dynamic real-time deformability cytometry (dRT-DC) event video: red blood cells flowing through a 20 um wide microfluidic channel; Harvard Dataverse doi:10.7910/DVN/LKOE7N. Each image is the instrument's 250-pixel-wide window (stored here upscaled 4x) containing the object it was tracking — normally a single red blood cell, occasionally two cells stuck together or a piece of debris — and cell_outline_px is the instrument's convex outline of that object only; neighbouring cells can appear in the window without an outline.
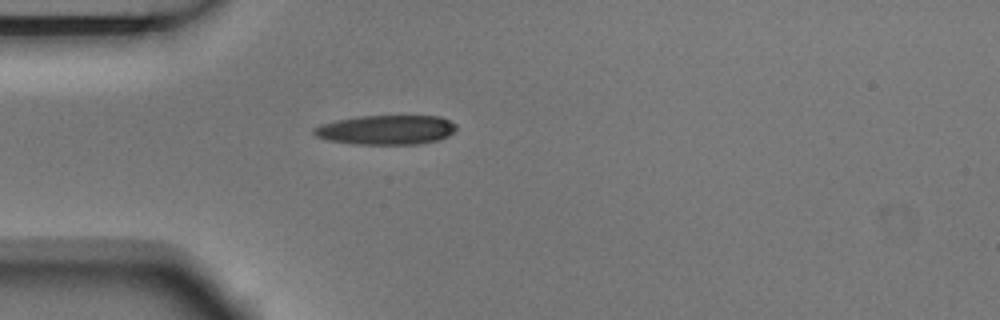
{"species": "Egyptian fruit bat (a non-hibernating species)", "species_latin": "Rousettus aegyptiacus", "temperature_condition": "room temperature", "stored_images_in_passage": 4, "camera_frame_rate_fps": 3000, "um_per_image_px": 0.085, "animal": {"sex": "male"}, "frame": {"image": 1, "passage_image": 4, "time_ms": 1.0, "image_size_px": [1000, 320], "cell_outline_px": [[456, 128], [448, 136], [440, 140], [416, 144], [356, 144], [328, 140], [316, 136], [312, 132], [312, 128], [324, 124], [340, 120], [360, 116], [440, 116], [456, 124]], "centroid_in_image_um": [32.85, 11.04], "position_along_channel_um": 52.1, "area_um2": 24.22}}